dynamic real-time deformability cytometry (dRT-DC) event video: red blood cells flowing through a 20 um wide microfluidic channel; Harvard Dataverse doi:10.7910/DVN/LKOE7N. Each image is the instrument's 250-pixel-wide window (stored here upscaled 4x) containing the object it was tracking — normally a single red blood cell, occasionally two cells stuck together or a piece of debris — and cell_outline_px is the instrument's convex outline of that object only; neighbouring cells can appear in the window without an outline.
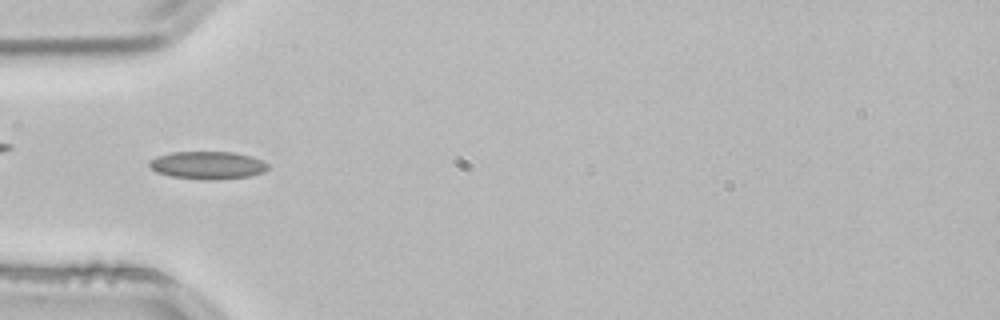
{"species": "common noctule bat (a hibernating species)", "species_latin": "Nyctalus noctula", "temperature_condition": "room temperature", "stored_images_in_passage": 52, "camera_frame_rate_fps": 3000, "um_per_image_px": 0.085, "animal": {"sex": "male", "body_mass_g": 21.5, "forearm_length_mm": 52.0}, "frame": {"image": 1, "passage_image": 16, "time_ms": 5.0, "image_size_px": [1000, 320], "cell_outline_px": [[268, 168], [264, 172], [248, 176], [216, 180], [208, 180], [172, 176], [156, 172], [148, 164], [148, 160], [156, 156], [172, 152], [232, 152], [264, 160], [268, 164]], "centroid_in_image_um": [17.64, 14.04], "position_along_channel_um": 67.4, "area_um2": 19.13}, "authors_computed_cell_mechanics": {"area_um2": 17.8024, "velocity_mm_per_s": 3.8586, "shape_relaxation_time_tau1_ms": 7.5476, "shape_relaxation_time_tau2_ms": 2.596, "deformation_change_tau1": 0.1566, "deformation_change_tau2": 0.0993}}